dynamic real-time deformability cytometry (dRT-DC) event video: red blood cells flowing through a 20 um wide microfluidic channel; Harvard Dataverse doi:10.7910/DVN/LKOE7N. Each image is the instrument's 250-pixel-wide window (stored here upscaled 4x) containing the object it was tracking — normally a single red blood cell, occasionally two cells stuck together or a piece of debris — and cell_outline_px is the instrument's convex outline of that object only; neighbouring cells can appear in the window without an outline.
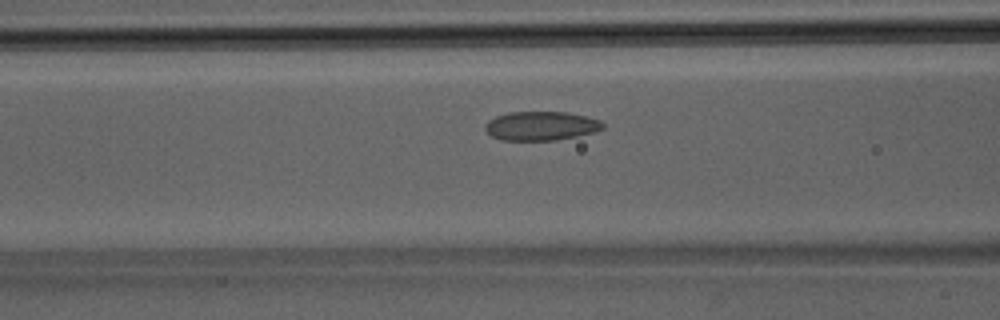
{"species": "Egyptian fruit bat (a non-hibernating species)", "species_latin": "Rousettus aegyptiacus", "temperature_condition": "room temperature", "stored_images_in_passage": 23, "camera_frame_rate_fps": 3000, "um_per_image_px": 0.085, "animal": {"sex": "male"}, "frame": {"image": 1, "passage_image": 4, "time_ms": 1.0, "image_size_px": [1000, 320], "cell_outline_px": [[604, 128], [592, 132], [576, 136], [556, 140], [500, 140], [492, 136], [484, 128], [484, 124], [488, 120], [496, 116], [508, 112], [568, 112], [600, 120], [604, 124]], "centroid_in_image_um": [45.95, 10.7], "position_along_channel_um": 120.6, "area_um2": 19.83}}
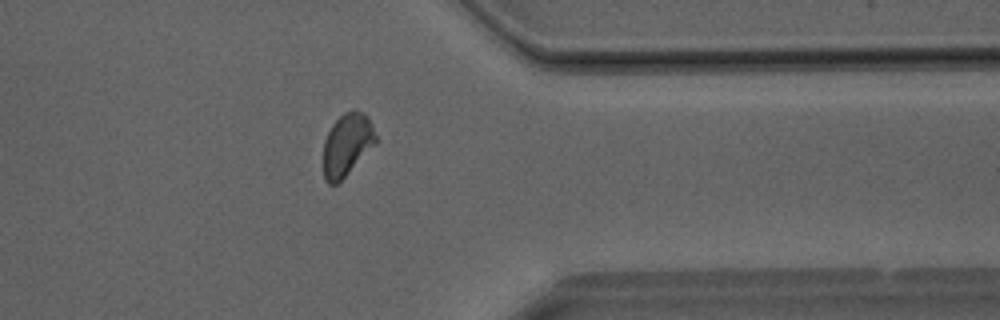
{"frame": {"image": 2, "passage_image": 20, "time_ms": 6.333, "image_size_px": [1000, 320], "cell_outline_px": [[380, 140], [336, 184], [328, 184], [324, 180], [324, 140], [332, 124], [344, 112], [364, 112], [368, 116]], "centroid_in_image_um": [29.52, 12.28], "position_along_channel_um": 381.9, "area_um2": 18.96}}